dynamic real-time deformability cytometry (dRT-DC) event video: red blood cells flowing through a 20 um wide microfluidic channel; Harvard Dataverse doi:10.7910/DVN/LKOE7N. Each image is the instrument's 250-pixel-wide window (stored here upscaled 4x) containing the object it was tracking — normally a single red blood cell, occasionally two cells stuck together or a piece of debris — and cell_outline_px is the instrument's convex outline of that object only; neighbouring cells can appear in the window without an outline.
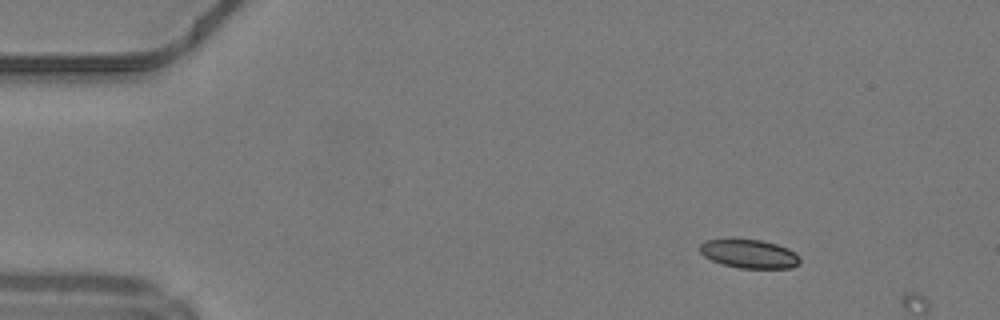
{"species": "common noctule bat (a hibernating species)", "species_latin": "Nyctalus noctula", "temperature_condition": "warm", "stored_images_in_passage": 9, "camera_frame_rate_fps": 3000, "um_per_image_px": 0.085, "animal": {"sex": "male", "body_mass_g": 19.2, "forearm_length_mm": 51.8}, "frame": {"image": 1, "passage_image": 6, "time_ms": 1.667, "image_size_px": [1000, 320], "cell_outline_px": [[800, 264], [792, 268], [740, 268], [724, 264], [712, 260], [704, 256], [700, 252], [700, 244], [704, 240], [732, 236], [760, 240], [776, 244], [788, 248], [796, 252], [800, 256]], "centroid_in_image_um": [63.67, 21.53], "position_along_channel_um": 21.3, "area_um2": 17.4}}